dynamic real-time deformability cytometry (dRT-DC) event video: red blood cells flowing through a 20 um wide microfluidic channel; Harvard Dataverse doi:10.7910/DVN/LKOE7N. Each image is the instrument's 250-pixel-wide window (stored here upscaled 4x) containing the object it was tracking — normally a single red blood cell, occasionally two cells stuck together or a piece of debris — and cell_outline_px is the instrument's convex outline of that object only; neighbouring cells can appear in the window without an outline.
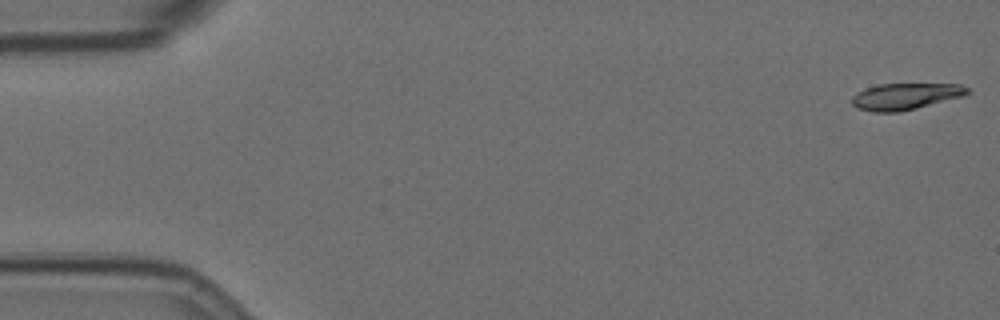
{"species": "Egyptian fruit bat (a non-hibernating species)", "species_latin": "Rousettus aegyptiacus", "temperature_condition": "room temperature", "stored_images_in_passage": 57, "camera_frame_rate_fps": 3000, "um_per_image_px": 0.085, "animal": {"sex": "female"}, "frame": {"image": 1, "passage_image": 1, "time_ms": 0.0, "image_size_px": [1000, 320], "cell_outline_px": [[972, 92], [964, 96], [900, 112], [872, 112], [856, 108], [852, 104], [852, 96], [856, 92], [864, 88], [876, 84], [960, 84], [968, 88]], "centroid_in_image_um": [76.94, 8.19], "position_along_channel_um": 8.1, "area_um2": 18.03}}
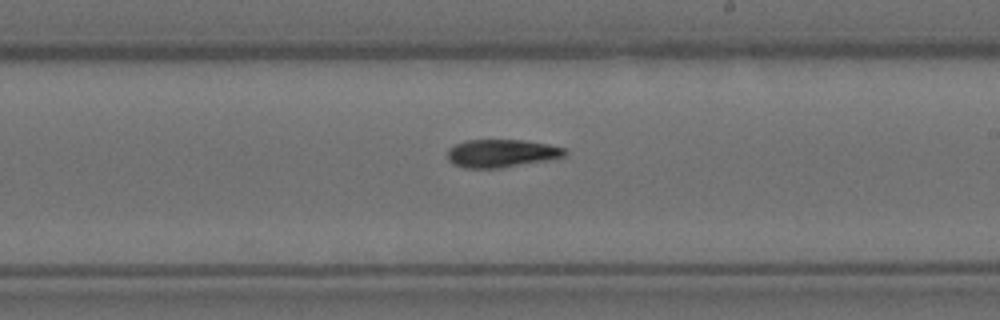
{"frame": {"image": 2, "passage_image": 33, "time_ms": 10.667, "image_size_px": [1000, 320], "cell_outline_px": [[568, 152], [564, 156], [552, 160], [500, 168], [464, 168], [452, 164], [448, 160], [448, 148], [464, 140], [524, 140], [548, 144], [564, 148]], "centroid_in_image_um": [42.63, 13.04], "position_along_channel_um": 246.4, "area_um2": 19.36}}
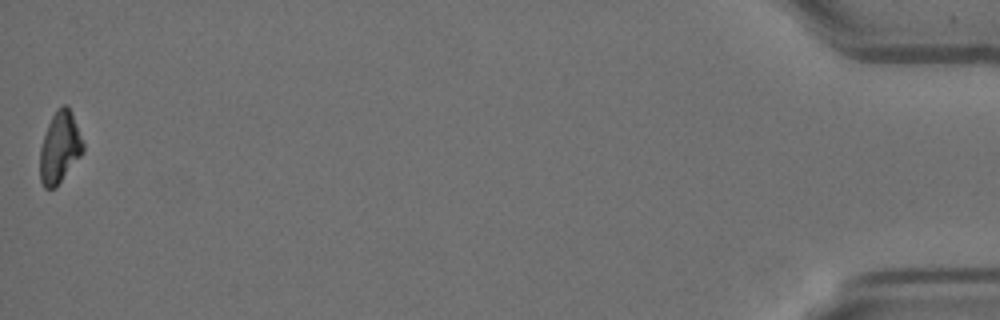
{"frame": {"image": 3, "passage_image": 57, "time_ms": 18.667, "image_size_px": [1000, 320], "cell_outline_px": [[84, 148], [80, 156], [56, 188], [44, 188], [40, 180], [40, 148], [48, 124], [52, 116], [64, 104], [68, 104], [72, 112], [84, 144]], "centroid_in_image_um": [5.08, 12.55], "position_along_channel_um": 430.1, "area_um2": 17.74}, "authors_computed_cell_mechanics": {"area_um2": 19.0162, "velocity_mm_per_s": 3.533, "shape_relaxation_time_tau1_ms": 5.9272, "shape_relaxation_time_tau2_ms": null, "deformation_change_tau1": 0.1692, "deformation_change_tau2": null}}